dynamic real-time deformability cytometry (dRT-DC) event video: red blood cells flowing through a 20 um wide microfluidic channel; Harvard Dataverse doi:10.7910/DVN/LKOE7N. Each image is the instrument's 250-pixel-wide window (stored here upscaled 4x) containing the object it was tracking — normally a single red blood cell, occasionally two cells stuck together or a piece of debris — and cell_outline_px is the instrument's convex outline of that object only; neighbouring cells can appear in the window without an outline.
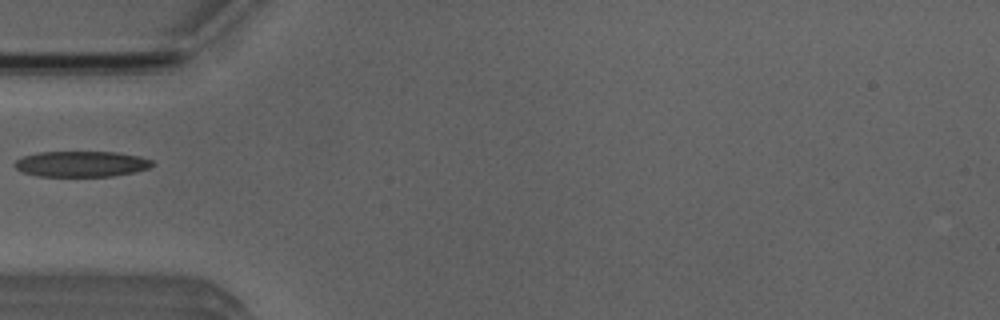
{"species": "Egyptian fruit bat (a non-hibernating species)", "species_latin": "Rousettus aegyptiacus", "temperature_condition": "room temperature", "stored_images_in_passage": 36, "camera_frame_rate_fps": 3000, "um_per_image_px": 0.085, "animal": {"sex": "male"}, "frame": {"image": 1, "passage_image": 1, "time_ms": 0.0, "image_size_px": [1000, 320], "cell_outline_px": [[152, 164], [148, 168], [136, 172], [112, 176], [36, 176], [24, 172], [16, 168], [12, 164], [16, 160], [24, 156], [40, 152], [116, 152], [140, 156], [152, 160]], "centroid_in_image_um": [6.91, 13.93], "position_along_channel_um": 78.1, "area_um2": 20.58}}
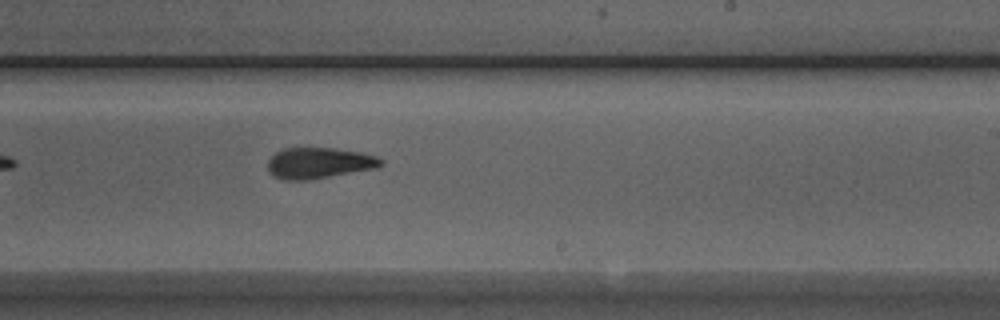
{"frame": {"image": 2, "passage_image": 15, "time_ms": 4.667, "image_size_px": [1000, 320], "cell_outline_px": [[384, 164], [380, 168], [304, 180], [284, 180], [268, 172], [268, 160], [276, 152], [284, 148], [336, 148], [360, 152], [376, 156], [384, 160]], "centroid_in_image_um": [27.16, 13.85], "position_along_channel_um": 261.8, "area_um2": 20.46}}
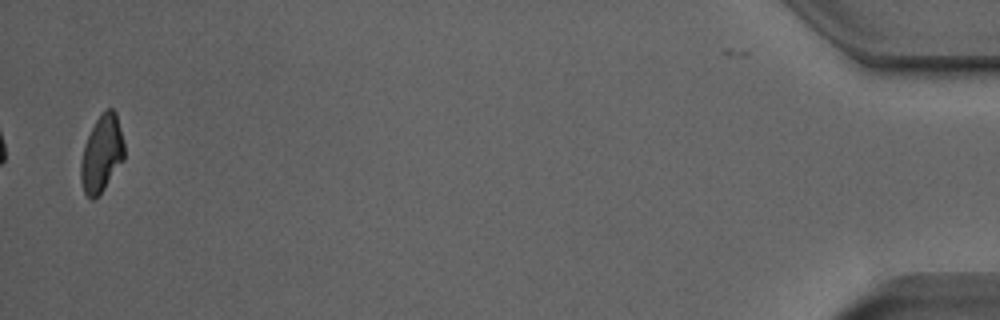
{"frame": {"image": 3, "passage_image": 35, "time_ms": 11.333, "image_size_px": [1000, 320], "cell_outline_px": [[124, 160], [104, 188], [92, 200], [84, 192], [80, 180], [80, 164], [84, 148], [88, 136], [96, 120], [108, 108], [112, 108], [116, 112], [124, 144]], "centroid_in_image_um": [8.65, 13.07], "position_along_channel_um": 426.6, "area_um2": 19.07}}